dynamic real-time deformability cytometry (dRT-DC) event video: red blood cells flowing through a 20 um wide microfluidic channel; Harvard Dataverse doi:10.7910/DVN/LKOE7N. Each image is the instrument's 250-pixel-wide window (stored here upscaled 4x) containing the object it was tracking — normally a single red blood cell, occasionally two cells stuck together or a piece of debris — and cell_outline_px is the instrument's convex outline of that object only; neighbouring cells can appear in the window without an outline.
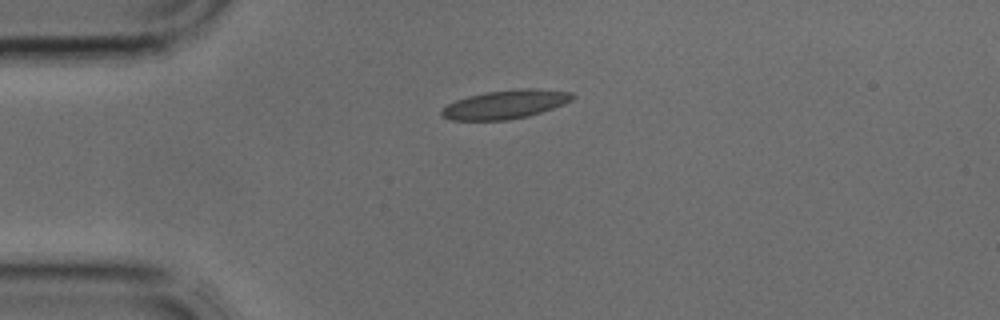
{"species": "common noctule bat (a hibernating species)", "species_latin": "Nyctalus noctula", "temperature_condition": "cold", "stored_images_in_passage": 4, "camera_frame_rate_fps": 3000, "um_per_image_px": 0.085, "animal": {"sex": "male", "body_mass_g": 17.9, "forearm_length_mm": 54.2}, "frame": {"image": 1, "passage_image": 3, "time_ms": 0.667, "image_size_px": [1000, 320], "cell_outline_px": [[576, 96], [572, 100], [564, 104], [528, 116], [508, 120], [452, 120], [444, 116], [440, 112], [448, 104], [456, 100], [468, 96], [488, 92], [520, 88], [532, 88], [572, 92]], "centroid_in_image_um": [42.99, 8.87], "position_along_channel_um": 42.0, "area_um2": 21.68}}